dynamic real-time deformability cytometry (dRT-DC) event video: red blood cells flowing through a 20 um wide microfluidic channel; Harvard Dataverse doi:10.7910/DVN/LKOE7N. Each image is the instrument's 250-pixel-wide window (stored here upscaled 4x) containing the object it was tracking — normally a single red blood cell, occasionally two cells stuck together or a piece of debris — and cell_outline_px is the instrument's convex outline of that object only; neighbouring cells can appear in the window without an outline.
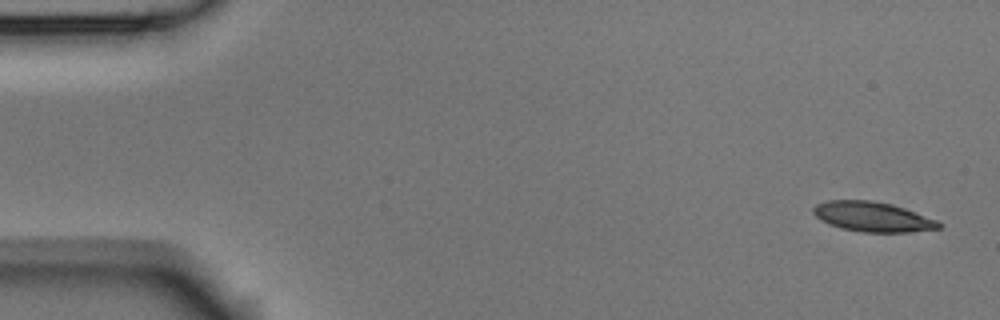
{"species": "Egyptian fruit bat (a non-hibernating species)", "species_latin": "Rousettus aegyptiacus", "temperature_condition": "room temperature", "stored_images_in_passage": 6, "camera_frame_rate_fps": 3000, "um_per_image_px": 0.085, "animal": {"sex": "male"}, "frame": {"image": 1, "passage_image": 1, "time_ms": 0.0, "image_size_px": [1000, 320], "cell_outline_px": [[944, 224], [940, 228], [908, 232], [864, 232], [840, 228], [828, 224], [820, 220], [812, 212], [812, 208], [816, 204], [828, 200], [872, 200], [892, 204], [940, 220]], "centroid_in_image_um": [74.19, 18.42], "position_along_channel_um": 10.8, "area_um2": 22.08}}
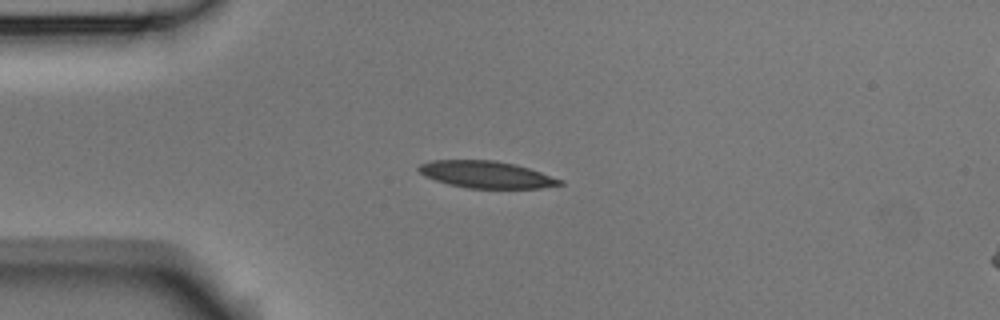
{"frame": {"image": 2, "passage_image": 4, "time_ms": 1.0, "image_size_px": [1000, 320], "cell_outline_px": [[564, 184], [540, 188], [468, 188], [448, 184], [424, 176], [416, 168], [420, 164], [432, 160], [492, 160], [512, 164], [528, 168], [564, 180]], "centroid_in_image_um": [41.32, 14.84], "position_along_channel_um": 43.7, "area_um2": 22.02}}
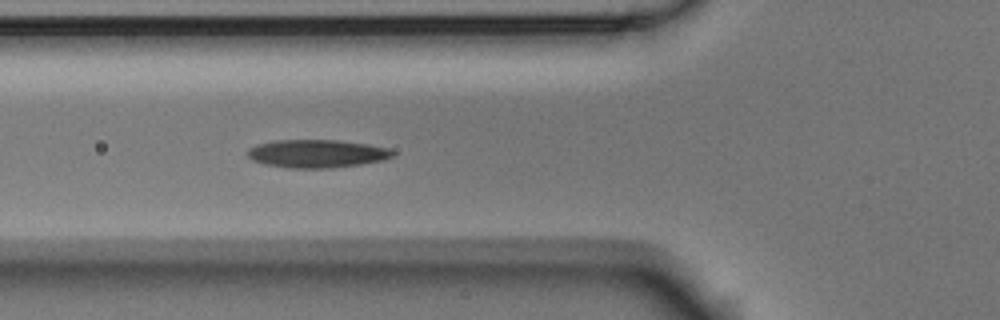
{"frame": {"image": 3, "passage_image": 6, "time_ms": 1.667, "image_size_px": [1000, 320], "cell_outline_px": [[396, 152], [392, 156], [384, 160], [360, 164], [332, 168], [288, 168], [264, 164], [252, 160], [248, 156], [248, 148], [256, 144], [272, 140], [340, 140], [368, 144], [388, 148]], "centroid_in_image_um": [26.92, 13.05], "position_along_channel_um": 98.9, "area_um2": 23.93}}